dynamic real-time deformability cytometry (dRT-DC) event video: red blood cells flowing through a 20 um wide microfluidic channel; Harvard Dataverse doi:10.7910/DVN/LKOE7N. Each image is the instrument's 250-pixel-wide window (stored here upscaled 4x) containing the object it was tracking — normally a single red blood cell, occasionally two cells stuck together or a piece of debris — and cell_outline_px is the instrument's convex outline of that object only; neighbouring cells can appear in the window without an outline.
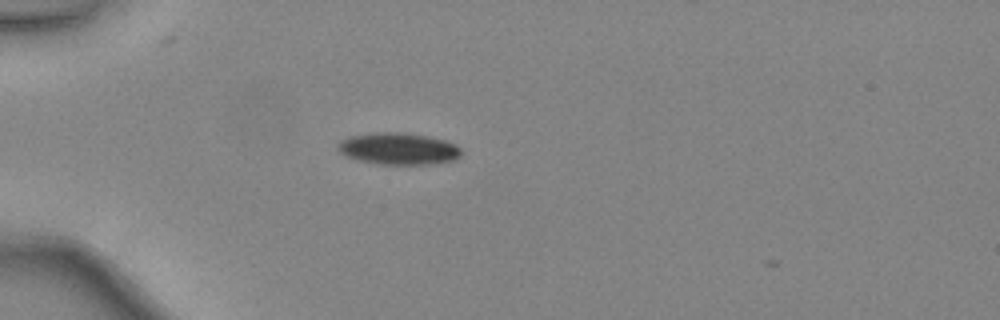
{"species": "common noctule bat (a hibernating species)", "species_latin": "Nyctalus noctula", "temperature_condition": "warm", "stored_images_in_passage": 34, "camera_frame_rate_fps": 3000, "um_per_image_px": 0.085, "animal": {"sex": "female", "body_mass_g": 24.6, "forearm_length_mm": 56.2}, "frame": {"image": 1, "passage_image": 1, "time_ms": 0.0, "image_size_px": [1000, 320], "cell_outline_px": [[460, 156], [456, 160], [436, 164], [376, 164], [344, 156], [336, 148], [336, 144], [340, 140], [348, 136], [376, 132], [400, 132], [428, 136], [444, 140], [456, 144], [460, 148]], "centroid_in_image_um": [33.84, 12.64], "position_along_channel_um": 51.2, "area_um2": 23.18}}
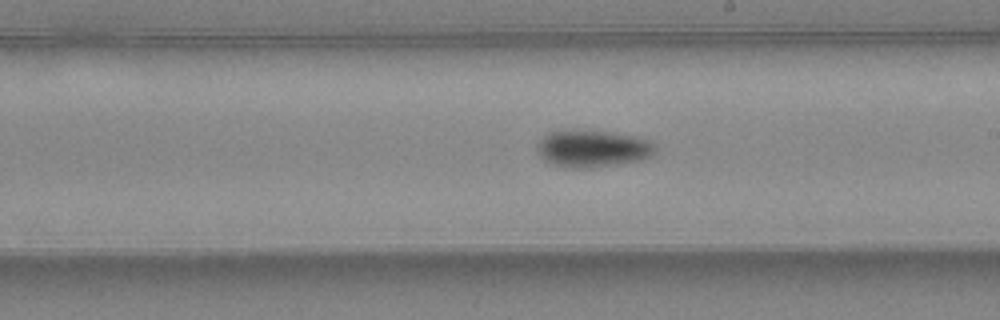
{"frame": {"image": 2, "passage_image": 15, "time_ms": 4.667, "image_size_px": [1000, 320], "cell_outline_px": [[656, 152], [652, 156], [644, 160], [592, 168], [564, 168], [552, 164], [544, 160], [536, 152], [536, 144], [548, 132], [616, 132], [640, 136], [648, 140], [656, 148]], "centroid_in_image_um": [50.41, 12.67], "position_along_channel_um": 238.6, "area_um2": 25.61}}
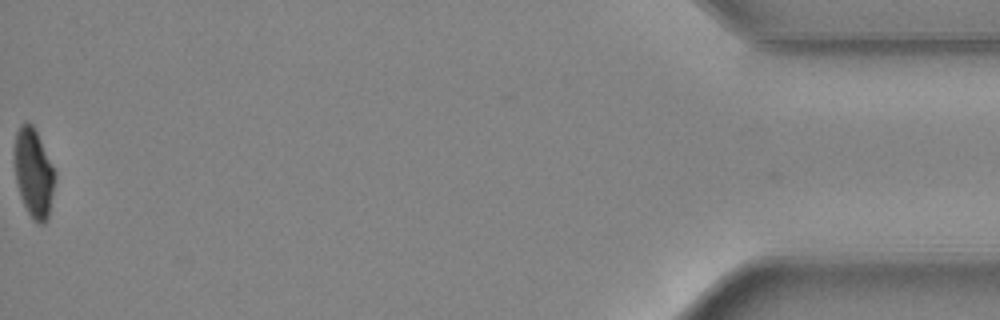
{"frame": {"image": 3, "passage_image": 34, "time_ms": 11.0, "image_size_px": [1000, 320], "cell_outline_px": [[56, 176], [48, 220], [44, 224], [40, 224], [32, 220], [20, 196], [16, 180], [16, 132], [20, 124], [24, 120], [32, 124], [56, 172]], "centroid_in_image_um": [2.89, 14.75], "position_along_channel_um": 432.3, "area_um2": 20.69}, "authors_computed_cell_mechanics": {"area_um2": 23.12, "velocity_mm_per_s": 4.4656, "shape_relaxation_time_tau1_ms": 3.2343, "shape_relaxation_time_tau2_ms": null, "deformation_change_tau1": 0.1243, "deformation_change_tau2": null}}